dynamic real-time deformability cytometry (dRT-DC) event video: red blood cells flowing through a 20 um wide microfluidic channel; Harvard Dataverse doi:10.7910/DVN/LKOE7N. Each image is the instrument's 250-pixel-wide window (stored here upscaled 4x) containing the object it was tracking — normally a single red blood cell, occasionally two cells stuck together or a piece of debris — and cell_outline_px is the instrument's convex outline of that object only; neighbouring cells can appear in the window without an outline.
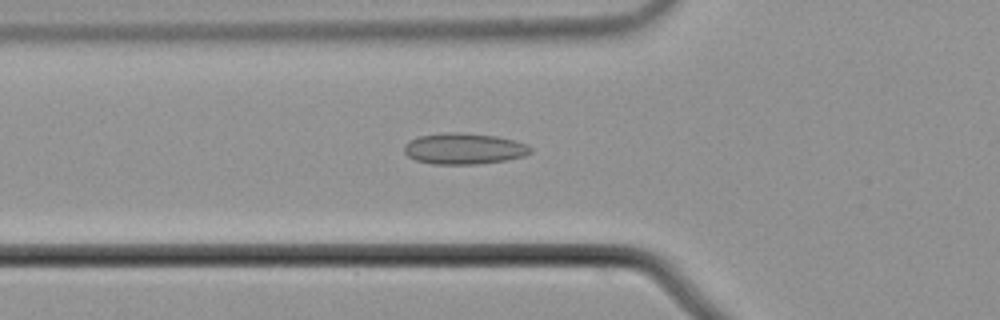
{"species": "common noctule bat (a hibernating species)", "species_latin": "Nyctalus noctula", "temperature_condition": "cold", "stored_images_in_passage": 51, "camera_frame_rate_fps": 3000, "um_per_image_px": 0.085, "animal": {"sex": "male", "body_mass_g": 21.5, "forearm_length_mm": 52.0}, "frame": {"image": 1, "passage_image": 20, "time_ms": 6.333, "image_size_px": [1000, 320], "cell_outline_px": [[532, 152], [524, 156], [504, 160], [476, 164], [432, 164], [416, 160], [408, 156], [404, 152], [404, 144], [408, 140], [420, 136], [444, 132], [464, 132], [496, 136], [516, 140], [528, 144], [532, 148]], "centroid_in_image_um": [39.44, 12.62], "position_along_channel_um": 86.4, "area_um2": 23.12}}
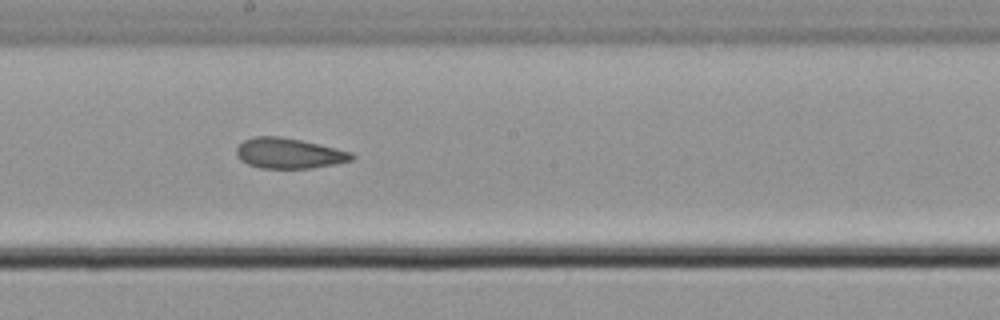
{"frame": {"image": 2, "passage_image": 31, "time_ms": 10.0, "image_size_px": [1000, 320], "cell_outline_px": [[356, 156], [352, 160], [336, 164], [312, 168], [260, 168], [248, 164], [240, 160], [236, 156], [236, 148], [244, 140], [256, 136], [280, 136], [300, 140], [352, 152]], "centroid_in_image_um": [24.55, 13.03], "position_along_channel_um": 223.6, "area_um2": 20.4}}
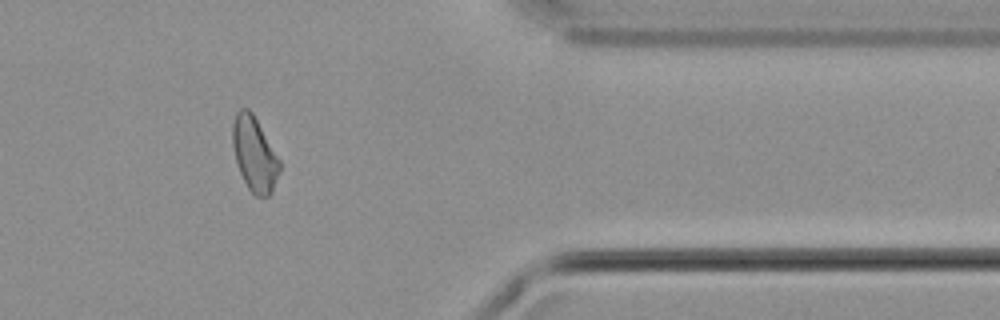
{"frame": {"image": 3, "passage_image": 46, "time_ms": 15.0, "image_size_px": [1000, 320], "cell_outline_px": [[280, 172], [272, 192], [268, 196], [256, 196], [248, 188], [240, 172], [236, 160], [232, 144], [232, 124], [236, 112], [240, 108], [248, 108], [252, 112], [280, 160]], "centroid_in_image_um": [21.62, 13.09], "position_along_channel_um": 389.8, "area_um2": 20.29}}